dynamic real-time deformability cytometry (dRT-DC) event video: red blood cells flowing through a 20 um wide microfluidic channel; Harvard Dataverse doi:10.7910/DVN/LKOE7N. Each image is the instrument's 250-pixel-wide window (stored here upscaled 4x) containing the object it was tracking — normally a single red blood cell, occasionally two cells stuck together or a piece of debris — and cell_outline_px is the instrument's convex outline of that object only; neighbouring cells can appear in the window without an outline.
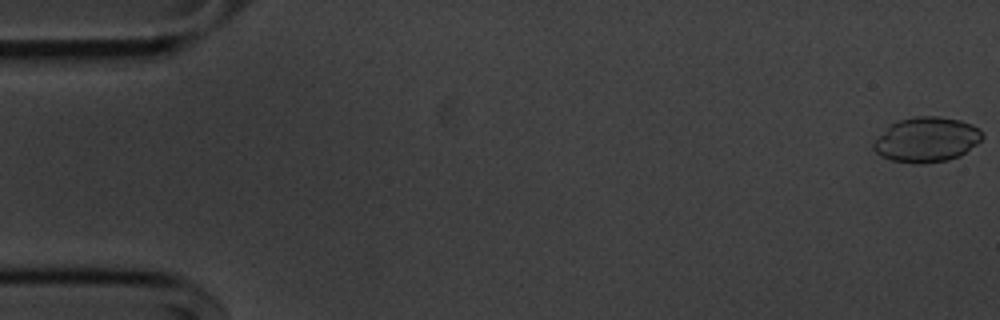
{"species": "common noctule bat (a hibernating species)", "species_latin": "Nyctalus noctula", "temperature_condition": "cold", "stored_images_in_passage": 51, "camera_frame_rate_fps": 3000, "um_per_image_px": 0.085, "animal": {"sex": "male", "body_mass_g": 20.1, "forearm_length_mm": 53.5}, "frame": {"image": 1, "passage_image": 1, "time_ms": 0.0, "image_size_px": [1000, 320], "cell_outline_px": [[984, 136], [976, 144], [960, 156], [948, 160], [892, 160], [880, 156], [872, 148], [872, 144], [892, 124], [900, 120], [916, 116], [940, 116], [960, 120], [972, 124], [980, 128]], "centroid_in_image_um": [78.82, 11.81], "position_along_channel_um": 6.2, "area_um2": 27.46}}